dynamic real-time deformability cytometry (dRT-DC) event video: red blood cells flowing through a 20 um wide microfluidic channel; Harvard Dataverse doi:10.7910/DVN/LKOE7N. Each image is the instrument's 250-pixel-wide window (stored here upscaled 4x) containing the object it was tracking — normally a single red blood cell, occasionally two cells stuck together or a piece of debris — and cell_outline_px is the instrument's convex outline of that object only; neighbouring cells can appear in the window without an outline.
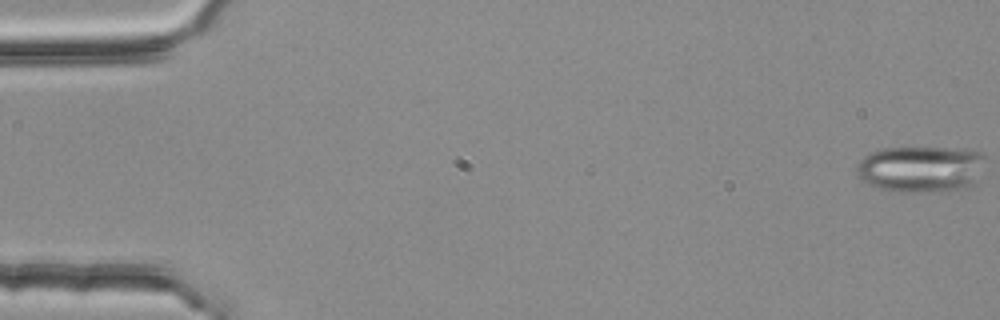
{"species": "common noctule bat (a hibernating species)", "species_latin": "Nyctalus noctula", "temperature_condition": "room temperature", "stored_images_in_passage": 3, "camera_frame_rate_fps": 3000, "um_per_image_px": 0.085, "animal": {"sex": "female", "body_mass_g": 25.1}, "frame": {"image": 1, "passage_image": 1, "time_ms": 0.0, "image_size_px": [1000, 320], "cell_outline_px": [[984, 156], [972, 184], [968, 188], [916, 192], [896, 192], [876, 188], [868, 184], [856, 172], [856, 164], [868, 152], [884, 148], [944, 148], [984, 152]], "centroid_in_image_um": [78.17, 14.36], "position_along_channel_um": 6.8, "area_um2": 34.33}}